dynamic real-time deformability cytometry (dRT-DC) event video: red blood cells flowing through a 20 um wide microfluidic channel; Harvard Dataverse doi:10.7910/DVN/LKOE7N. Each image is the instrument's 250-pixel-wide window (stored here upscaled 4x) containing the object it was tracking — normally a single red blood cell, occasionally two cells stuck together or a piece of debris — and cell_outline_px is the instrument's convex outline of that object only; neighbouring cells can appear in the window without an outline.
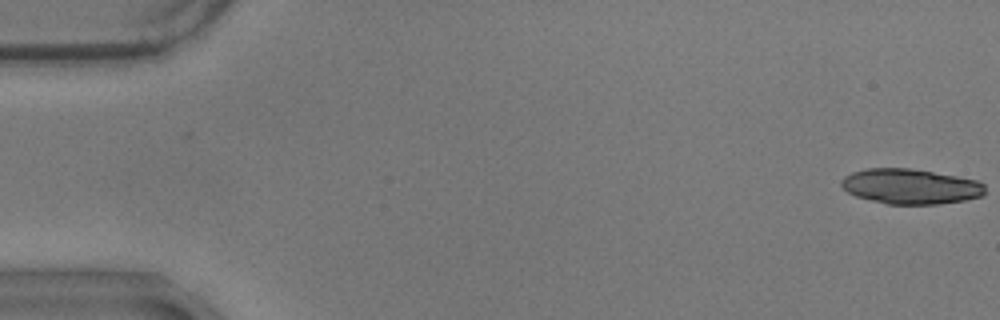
{"species": "common noctule bat (a hibernating species)", "species_latin": "Nyctalus noctula", "temperature_condition": "warm", "stored_images_in_passage": 17, "camera_frame_rate_fps": 3000, "um_per_image_px": 0.085, "animal": {"sex": "male", "body_mass_g": 17.9}, "frame": {"image": 1, "passage_image": 1, "time_ms": 0.0, "image_size_px": [1000, 320], "cell_outline_px": [[984, 196], [964, 200], [936, 204], [888, 204], [856, 196], [848, 192], [840, 184], [840, 180], [844, 176], [852, 172], [864, 168], [908, 168], [956, 176], [976, 180], [984, 184]], "centroid_in_image_um": [77.37, 15.84], "position_along_channel_um": 7.6, "area_um2": 29.3}}